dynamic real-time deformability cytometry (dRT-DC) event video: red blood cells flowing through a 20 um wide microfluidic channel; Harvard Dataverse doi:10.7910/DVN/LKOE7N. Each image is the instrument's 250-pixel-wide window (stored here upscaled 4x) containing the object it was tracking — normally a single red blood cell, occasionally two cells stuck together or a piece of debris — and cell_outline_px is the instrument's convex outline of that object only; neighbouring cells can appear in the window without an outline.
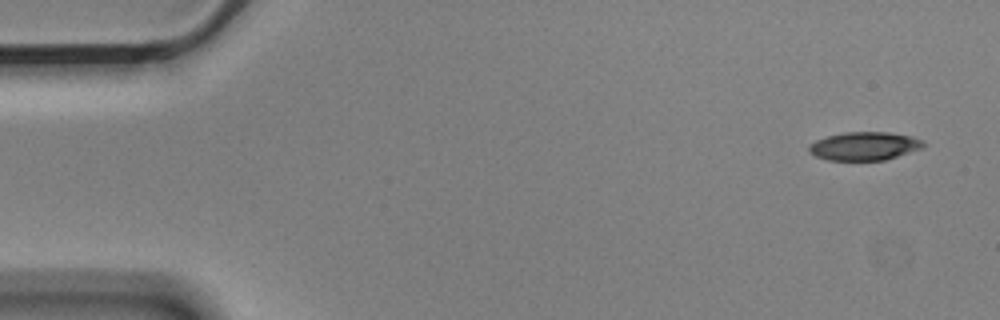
{"species": "Egyptian fruit bat (a non-hibernating species)", "species_latin": "Rousettus aegyptiacus", "temperature_condition": "cold", "stored_images_in_passage": 7, "camera_frame_rate_fps": 3000, "um_per_image_px": 0.085, "animal": {"sex": "male"}, "frame": {"image": 1, "passage_image": 1, "time_ms": 0.0, "image_size_px": [1000, 320], "cell_outline_px": [[924, 148], [884, 160], [828, 160], [816, 156], [808, 152], [808, 148], [816, 140], [828, 136], [844, 132], [888, 132], [912, 136], [924, 140]], "centroid_in_image_um": [73.51, 12.41], "position_along_channel_um": 11.5, "area_um2": 18.9}}
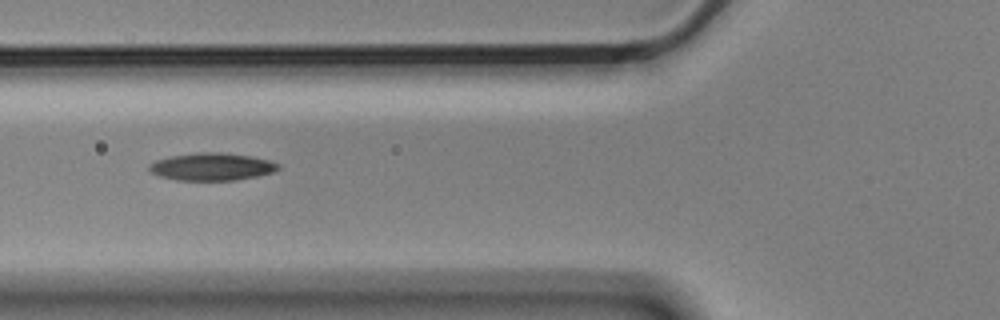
{"frame": {"image": 2, "passage_image": 6, "time_ms": 1.667, "image_size_px": [1000, 320], "cell_outline_px": [[280, 168], [272, 172], [256, 176], [236, 180], [176, 180], [160, 176], [152, 172], [148, 168], [148, 164], [156, 160], [172, 156], [200, 152], [220, 152], [252, 156], [268, 160], [280, 164]], "centroid_in_image_um": [18.01, 14.17], "position_along_channel_um": 107.8, "area_um2": 20.58}}
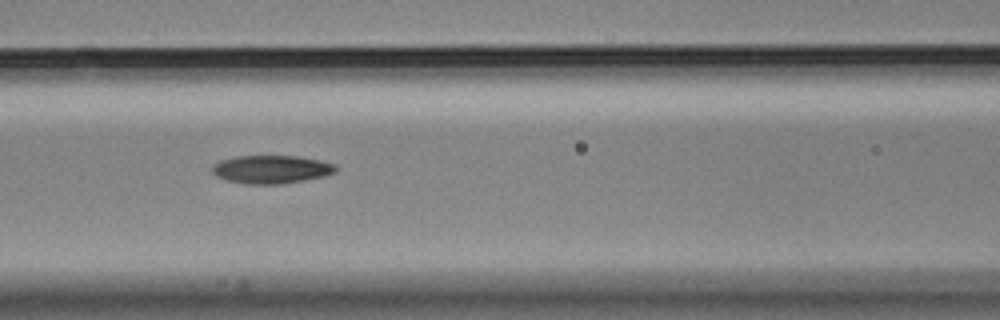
{"frame": {"image": 3, "passage_image": 7, "time_ms": 2.0, "image_size_px": [1000, 320], "cell_outline_px": [[336, 172], [324, 176], [284, 184], [244, 184], [228, 180], [216, 176], [212, 172], [212, 164], [220, 160], [236, 156], [296, 156], [320, 160], [336, 164]], "centroid_in_image_um": [23.05, 14.39], "position_along_channel_um": 143.5, "area_um2": 20.4}}